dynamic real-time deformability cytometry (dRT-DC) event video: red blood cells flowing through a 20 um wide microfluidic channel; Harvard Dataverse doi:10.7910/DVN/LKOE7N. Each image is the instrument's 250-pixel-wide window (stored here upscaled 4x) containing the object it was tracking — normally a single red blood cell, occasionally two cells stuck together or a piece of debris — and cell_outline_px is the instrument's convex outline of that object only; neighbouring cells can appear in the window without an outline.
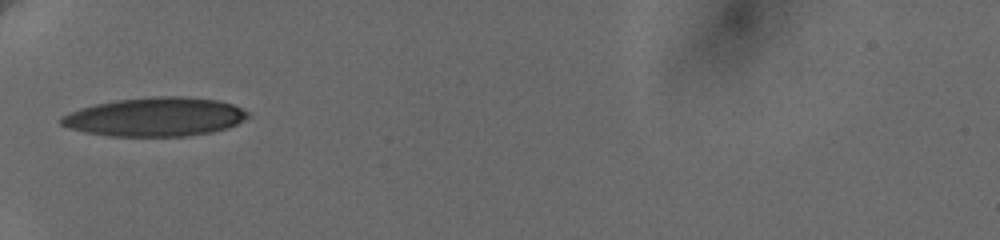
{"species": "human", "species_latin": "Homo sapiens", "temperature_condition": "cold", "stored_images_in_passage": 4, "camera_frame_rate_fps": 3000, "um_per_image_px": 0.085, "donor": {"sex": "female"}, "frame": {"image": 1, "passage_image": 1, "time_ms": 0.0, "image_size_px": [1000, 240], "cell_outline_px": [[248, 116], [244, 120], [228, 128], [212, 132], [184, 136], [112, 136], [88, 132], [68, 128], [60, 124], [56, 120], [60, 116], [68, 112], [80, 108], [96, 104], [116, 100], [152, 96], [184, 96], [216, 100], [232, 104], [248, 112]], "centroid_in_image_um": [13.15, 9.93], "position_along_channel_um": 71.8, "area_um2": 42.31}}